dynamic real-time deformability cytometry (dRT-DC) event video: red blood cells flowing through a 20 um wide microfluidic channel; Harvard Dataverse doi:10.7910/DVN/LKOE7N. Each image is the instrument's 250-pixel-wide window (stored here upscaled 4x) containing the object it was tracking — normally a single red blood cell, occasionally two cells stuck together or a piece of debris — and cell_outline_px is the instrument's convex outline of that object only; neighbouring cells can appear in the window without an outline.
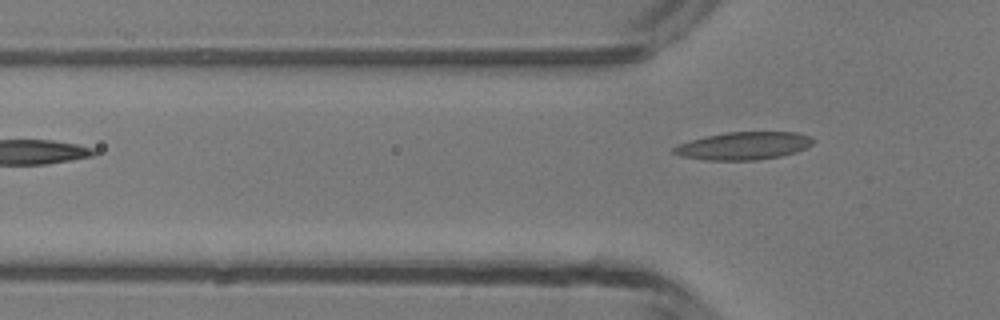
{"species": "common noctule bat (a hibernating species)", "species_latin": "Nyctalus noctula", "temperature_condition": "room temperature", "stored_images_in_passage": 4, "segment_of_instrument_passage": [2, 2], "camera_frame_rate_fps": 3000, "um_per_image_px": 0.085, "animal": {"sex": "male", "body_mass_g": 13.3}, "frame": {"image": 1, "passage_image": 4, "time_ms": 3.333, "image_size_px": [1000, 320], "cell_outline_px": [[816, 140], [808, 148], [796, 152], [780, 156], [760, 160], [708, 160], [680, 156], [672, 152], [672, 148], [676, 144], [704, 136], [728, 132], [796, 132], [808, 136]], "centroid_in_image_um": [63.2, 12.39], "position_along_channel_um": 62.6, "area_um2": 22.72}}